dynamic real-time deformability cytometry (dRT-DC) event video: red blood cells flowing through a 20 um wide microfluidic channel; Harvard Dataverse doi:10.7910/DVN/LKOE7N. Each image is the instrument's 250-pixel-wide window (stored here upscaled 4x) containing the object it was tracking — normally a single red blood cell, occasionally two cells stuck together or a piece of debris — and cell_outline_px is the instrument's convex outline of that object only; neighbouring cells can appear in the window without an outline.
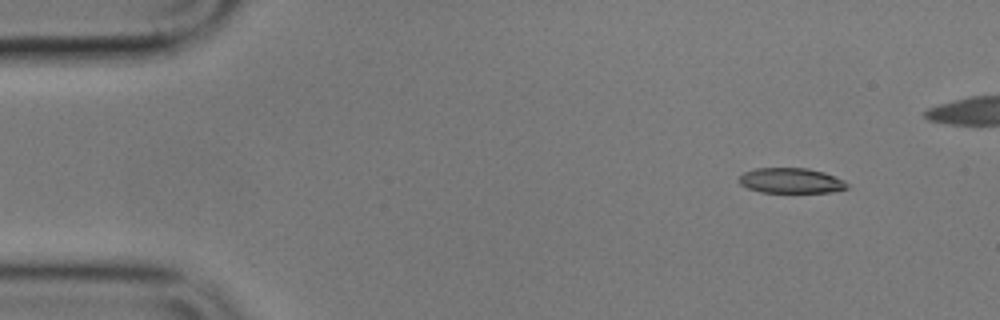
{"species": "common noctule bat (a hibernating species)", "species_latin": "Nyctalus noctula", "temperature_condition": "cold", "stored_images_in_passage": 5, "camera_frame_rate_fps": 3000, "um_per_image_px": 0.085, "animal": {"sex": "male", "body_mass_g": 17.9}, "frame": {"image": 1, "passage_image": 1, "time_ms": 0.0, "image_size_px": [1000, 320], "cell_outline_px": [[848, 188], [832, 192], [760, 192], [748, 188], [740, 184], [740, 176], [744, 172], [756, 168], [808, 168], [824, 172], [844, 180], [848, 184]], "centroid_in_image_um": [67.25, 15.35], "position_along_channel_um": 17.7, "area_um2": 15.84}}